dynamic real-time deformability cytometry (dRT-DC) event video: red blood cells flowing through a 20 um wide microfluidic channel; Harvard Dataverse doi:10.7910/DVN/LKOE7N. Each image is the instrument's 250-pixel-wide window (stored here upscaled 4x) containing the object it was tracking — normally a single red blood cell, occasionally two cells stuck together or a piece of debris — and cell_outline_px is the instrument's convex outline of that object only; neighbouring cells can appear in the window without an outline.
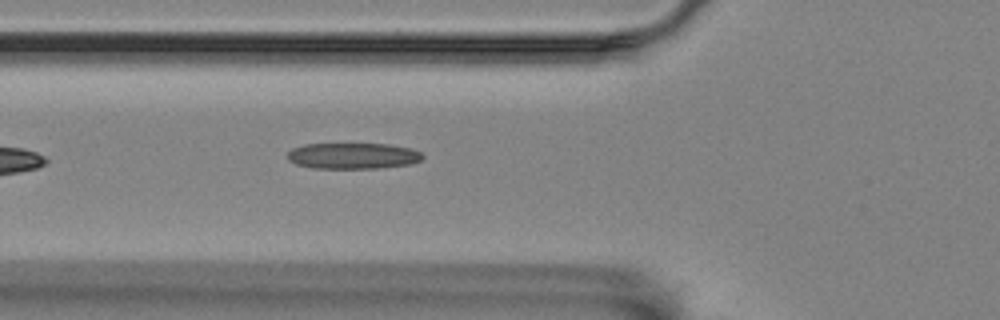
{"species": "Egyptian fruit bat (a non-hibernating species)", "species_latin": "Rousettus aegyptiacus", "temperature_condition": "room temperature", "stored_images_in_passage": 6, "camera_frame_rate_fps": 3000, "um_per_image_px": 0.085, "animal": {"sex": "female"}, "frame": {"image": 1, "passage_image": 6, "time_ms": 1.667, "image_size_px": [1000, 320], "cell_outline_px": [[424, 156], [420, 160], [408, 164], [376, 168], [312, 168], [296, 164], [288, 160], [288, 152], [292, 148], [304, 144], [388, 144], [412, 148], [420, 152]], "centroid_in_image_um": [29.97, 13.24], "position_along_channel_um": 95.8, "area_um2": 20.4}}